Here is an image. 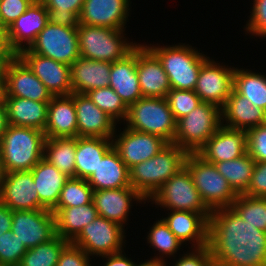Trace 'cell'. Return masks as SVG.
<instances>
[{
	"instance_id": "6da1fadb",
	"label": "cell",
	"mask_w": 266,
	"mask_h": 266,
	"mask_svg": "<svg viewBox=\"0 0 266 266\" xmlns=\"http://www.w3.org/2000/svg\"><path fill=\"white\" fill-rule=\"evenodd\" d=\"M207 246L215 266H266V232L231 207L212 211Z\"/></svg>"
},
{
	"instance_id": "7a4b0ae2",
	"label": "cell",
	"mask_w": 266,
	"mask_h": 266,
	"mask_svg": "<svg viewBox=\"0 0 266 266\" xmlns=\"http://www.w3.org/2000/svg\"><path fill=\"white\" fill-rule=\"evenodd\" d=\"M188 152L174 143H168L154 157L133 166L131 186L147 201L172 176L185 167Z\"/></svg>"
},
{
	"instance_id": "3957f363",
	"label": "cell",
	"mask_w": 266,
	"mask_h": 266,
	"mask_svg": "<svg viewBox=\"0 0 266 266\" xmlns=\"http://www.w3.org/2000/svg\"><path fill=\"white\" fill-rule=\"evenodd\" d=\"M44 131L8 125L0 139V159L5 173L30 171L42 158Z\"/></svg>"
},
{
	"instance_id": "277c9868",
	"label": "cell",
	"mask_w": 266,
	"mask_h": 266,
	"mask_svg": "<svg viewBox=\"0 0 266 266\" xmlns=\"http://www.w3.org/2000/svg\"><path fill=\"white\" fill-rule=\"evenodd\" d=\"M188 45L185 43L163 47L146 45L160 60L171 89L194 91L199 70L209 58Z\"/></svg>"
},
{
	"instance_id": "5b68a950",
	"label": "cell",
	"mask_w": 266,
	"mask_h": 266,
	"mask_svg": "<svg viewBox=\"0 0 266 266\" xmlns=\"http://www.w3.org/2000/svg\"><path fill=\"white\" fill-rule=\"evenodd\" d=\"M77 32L82 58L113 63L125 58L138 45L125 39L124 30L77 23Z\"/></svg>"
},
{
	"instance_id": "8992f818",
	"label": "cell",
	"mask_w": 266,
	"mask_h": 266,
	"mask_svg": "<svg viewBox=\"0 0 266 266\" xmlns=\"http://www.w3.org/2000/svg\"><path fill=\"white\" fill-rule=\"evenodd\" d=\"M127 128L157 135L173 143L177 121L166 98L142 97L128 107Z\"/></svg>"
},
{
	"instance_id": "52a82bcc",
	"label": "cell",
	"mask_w": 266,
	"mask_h": 266,
	"mask_svg": "<svg viewBox=\"0 0 266 266\" xmlns=\"http://www.w3.org/2000/svg\"><path fill=\"white\" fill-rule=\"evenodd\" d=\"M185 167L203 202L211 211L231 207L238 194L218 172L215 164L206 161L198 153H189Z\"/></svg>"
},
{
	"instance_id": "ba28073f",
	"label": "cell",
	"mask_w": 266,
	"mask_h": 266,
	"mask_svg": "<svg viewBox=\"0 0 266 266\" xmlns=\"http://www.w3.org/2000/svg\"><path fill=\"white\" fill-rule=\"evenodd\" d=\"M221 125V109L214 104L201 102L177 121L173 143L188 153H197Z\"/></svg>"
},
{
	"instance_id": "9c48e42d",
	"label": "cell",
	"mask_w": 266,
	"mask_h": 266,
	"mask_svg": "<svg viewBox=\"0 0 266 266\" xmlns=\"http://www.w3.org/2000/svg\"><path fill=\"white\" fill-rule=\"evenodd\" d=\"M28 49L70 66L80 57L77 23L50 19Z\"/></svg>"
},
{
	"instance_id": "30bf717a",
	"label": "cell",
	"mask_w": 266,
	"mask_h": 266,
	"mask_svg": "<svg viewBox=\"0 0 266 266\" xmlns=\"http://www.w3.org/2000/svg\"><path fill=\"white\" fill-rule=\"evenodd\" d=\"M150 201L167 210L212 213L203 202L186 167L166 181Z\"/></svg>"
},
{
	"instance_id": "8fae6325",
	"label": "cell",
	"mask_w": 266,
	"mask_h": 266,
	"mask_svg": "<svg viewBox=\"0 0 266 266\" xmlns=\"http://www.w3.org/2000/svg\"><path fill=\"white\" fill-rule=\"evenodd\" d=\"M124 233V227L97 215L71 243L93 258L95 255L101 257L123 250Z\"/></svg>"
},
{
	"instance_id": "7c38bea8",
	"label": "cell",
	"mask_w": 266,
	"mask_h": 266,
	"mask_svg": "<svg viewBox=\"0 0 266 266\" xmlns=\"http://www.w3.org/2000/svg\"><path fill=\"white\" fill-rule=\"evenodd\" d=\"M11 231L27 249L46 243L56 236L54 213L47 209L12 211Z\"/></svg>"
},
{
	"instance_id": "4fadbf2b",
	"label": "cell",
	"mask_w": 266,
	"mask_h": 266,
	"mask_svg": "<svg viewBox=\"0 0 266 266\" xmlns=\"http://www.w3.org/2000/svg\"><path fill=\"white\" fill-rule=\"evenodd\" d=\"M4 96L49 102L54 96L28 65L15 55L4 65Z\"/></svg>"
},
{
	"instance_id": "5bb4252c",
	"label": "cell",
	"mask_w": 266,
	"mask_h": 266,
	"mask_svg": "<svg viewBox=\"0 0 266 266\" xmlns=\"http://www.w3.org/2000/svg\"><path fill=\"white\" fill-rule=\"evenodd\" d=\"M208 58L199 70L194 92L201 102L211 103L220 109L226 104L233 89L235 67H228Z\"/></svg>"
},
{
	"instance_id": "9a60e30c",
	"label": "cell",
	"mask_w": 266,
	"mask_h": 266,
	"mask_svg": "<svg viewBox=\"0 0 266 266\" xmlns=\"http://www.w3.org/2000/svg\"><path fill=\"white\" fill-rule=\"evenodd\" d=\"M112 143L129 170L136 164L154 157L168 144L157 135L131 130L127 127L120 135L112 137Z\"/></svg>"
},
{
	"instance_id": "2e32d148",
	"label": "cell",
	"mask_w": 266,
	"mask_h": 266,
	"mask_svg": "<svg viewBox=\"0 0 266 266\" xmlns=\"http://www.w3.org/2000/svg\"><path fill=\"white\" fill-rule=\"evenodd\" d=\"M18 56L53 96H68L73 93L69 65L35 54L28 48L22 50Z\"/></svg>"
},
{
	"instance_id": "e0dca14e",
	"label": "cell",
	"mask_w": 266,
	"mask_h": 266,
	"mask_svg": "<svg viewBox=\"0 0 266 266\" xmlns=\"http://www.w3.org/2000/svg\"><path fill=\"white\" fill-rule=\"evenodd\" d=\"M49 20L50 14L45 5L35 0L26 12L11 23L6 29L7 40L15 55L31 46Z\"/></svg>"
},
{
	"instance_id": "ac0fdd59",
	"label": "cell",
	"mask_w": 266,
	"mask_h": 266,
	"mask_svg": "<svg viewBox=\"0 0 266 266\" xmlns=\"http://www.w3.org/2000/svg\"><path fill=\"white\" fill-rule=\"evenodd\" d=\"M136 70L143 97H167L171 87L160 60L146 45L139 43L136 46Z\"/></svg>"
},
{
	"instance_id": "d6986e66",
	"label": "cell",
	"mask_w": 266,
	"mask_h": 266,
	"mask_svg": "<svg viewBox=\"0 0 266 266\" xmlns=\"http://www.w3.org/2000/svg\"><path fill=\"white\" fill-rule=\"evenodd\" d=\"M130 0H85L77 23L125 30Z\"/></svg>"
},
{
	"instance_id": "ffe728a7",
	"label": "cell",
	"mask_w": 266,
	"mask_h": 266,
	"mask_svg": "<svg viewBox=\"0 0 266 266\" xmlns=\"http://www.w3.org/2000/svg\"><path fill=\"white\" fill-rule=\"evenodd\" d=\"M77 117V137L112 138L116 121L98 108L86 94L74 93Z\"/></svg>"
},
{
	"instance_id": "44dd1931",
	"label": "cell",
	"mask_w": 266,
	"mask_h": 266,
	"mask_svg": "<svg viewBox=\"0 0 266 266\" xmlns=\"http://www.w3.org/2000/svg\"><path fill=\"white\" fill-rule=\"evenodd\" d=\"M0 202L12 211L42 209L31 170L5 173Z\"/></svg>"
},
{
	"instance_id": "7402d4cb",
	"label": "cell",
	"mask_w": 266,
	"mask_h": 266,
	"mask_svg": "<svg viewBox=\"0 0 266 266\" xmlns=\"http://www.w3.org/2000/svg\"><path fill=\"white\" fill-rule=\"evenodd\" d=\"M197 153L213 164L237 159L247 153L246 131L221 125Z\"/></svg>"
},
{
	"instance_id": "603a6c76",
	"label": "cell",
	"mask_w": 266,
	"mask_h": 266,
	"mask_svg": "<svg viewBox=\"0 0 266 266\" xmlns=\"http://www.w3.org/2000/svg\"><path fill=\"white\" fill-rule=\"evenodd\" d=\"M132 200L146 203V200L133 187L93 191L92 201L97 214L122 227L128 220V214L133 206Z\"/></svg>"
},
{
	"instance_id": "cb8c5ba5",
	"label": "cell",
	"mask_w": 266,
	"mask_h": 266,
	"mask_svg": "<svg viewBox=\"0 0 266 266\" xmlns=\"http://www.w3.org/2000/svg\"><path fill=\"white\" fill-rule=\"evenodd\" d=\"M171 212L162 218L170 231L182 242L192 241L193 248L205 247L208 244V224L211 213L192 211Z\"/></svg>"
},
{
	"instance_id": "d4e9b609",
	"label": "cell",
	"mask_w": 266,
	"mask_h": 266,
	"mask_svg": "<svg viewBox=\"0 0 266 266\" xmlns=\"http://www.w3.org/2000/svg\"><path fill=\"white\" fill-rule=\"evenodd\" d=\"M46 138L77 137V117L74 93L68 96H54L48 105Z\"/></svg>"
},
{
	"instance_id": "484cf974",
	"label": "cell",
	"mask_w": 266,
	"mask_h": 266,
	"mask_svg": "<svg viewBox=\"0 0 266 266\" xmlns=\"http://www.w3.org/2000/svg\"><path fill=\"white\" fill-rule=\"evenodd\" d=\"M221 115L223 126L244 131L266 122V111L254 106L234 89L221 109Z\"/></svg>"
},
{
	"instance_id": "4316f807",
	"label": "cell",
	"mask_w": 266,
	"mask_h": 266,
	"mask_svg": "<svg viewBox=\"0 0 266 266\" xmlns=\"http://www.w3.org/2000/svg\"><path fill=\"white\" fill-rule=\"evenodd\" d=\"M111 67L112 62L77 58L70 65L73 93L86 94L93 89L109 87Z\"/></svg>"
},
{
	"instance_id": "83f0119b",
	"label": "cell",
	"mask_w": 266,
	"mask_h": 266,
	"mask_svg": "<svg viewBox=\"0 0 266 266\" xmlns=\"http://www.w3.org/2000/svg\"><path fill=\"white\" fill-rule=\"evenodd\" d=\"M109 87L121 97L127 107L143 97L136 70V47L125 58L112 63Z\"/></svg>"
},
{
	"instance_id": "f1b7e54d",
	"label": "cell",
	"mask_w": 266,
	"mask_h": 266,
	"mask_svg": "<svg viewBox=\"0 0 266 266\" xmlns=\"http://www.w3.org/2000/svg\"><path fill=\"white\" fill-rule=\"evenodd\" d=\"M31 172L39 196V206L52 211L69 177L44 158L31 169Z\"/></svg>"
},
{
	"instance_id": "f546056e",
	"label": "cell",
	"mask_w": 266,
	"mask_h": 266,
	"mask_svg": "<svg viewBox=\"0 0 266 266\" xmlns=\"http://www.w3.org/2000/svg\"><path fill=\"white\" fill-rule=\"evenodd\" d=\"M3 101L10 125L44 131L49 102H39L13 96H4Z\"/></svg>"
},
{
	"instance_id": "4dcf8cb0",
	"label": "cell",
	"mask_w": 266,
	"mask_h": 266,
	"mask_svg": "<svg viewBox=\"0 0 266 266\" xmlns=\"http://www.w3.org/2000/svg\"><path fill=\"white\" fill-rule=\"evenodd\" d=\"M87 182L93 191L132 187L129 169L114 148L102 158Z\"/></svg>"
},
{
	"instance_id": "1f68e13d",
	"label": "cell",
	"mask_w": 266,
	"mask_h": 266,
	"mask_svg": "<svg viewBox=\"0 0 266 266\" xmlns=\"http://www.w3.org/2000/svg\"><path fill=\"white\" fill-rule=\"evenodd\" d=\"M112 148V138L76 137L75 177L87 180Z\"/></svg>"
},
{
	"instance_id": "d6a6232c",
	"label": "cell",
	"mask_w": 266,
	"mask_h": 266,
	"mask_svg": "<svg viewBox=\"0 0 266 266\" xmlns=\"http://www.w3.org/2000/svg\"><path fill=\"white\" fill-rule=\"evenodd\" d=\"M56 235L72 242L97 217L94 202L78 207L54 208Z\"/></svg>"
},
{
	"instance_id": "836d02e7",
	"label": "cell",
	"mask_w": 266,
	"mask_h": 266,
	"mask_svg": "<svg viewBox=\"0 0 266 266\" xmlns=\"http://www.w3.org/2000/svg\"><path fill=\"white\" fill-rule=\"evenodd\" d=\"M76 137L46 138L43 158L68 177H75Z\"/></svg>"
},
{
	"instance_id": "e575fe53",
	"label": "cell",
	"mask_w": 266,
	"mask_h": 266,
	"mask_svg": "<svg viewBox=\"0 0 266 266\" xmlns=\"http://www.w3.org/2000/svg\"><path fill=\"white\" fill-rule=\"evenodd\" d=\"M255 163L254 159L246 153L237 159L215 163V166L239 195L247 191Z\"/></svg>"
},
{
	"instance_id": "d590c367",
	"label": "cell",
	"mask_w": 266,
	"mask_h": 266,
	"mask_svg": "<svg viewBox=\"0 0 266 266\" xmlns=\"http://www.w3.org/2000/svg\"><path fill=\"white\" fill-rule=\"evenodd\" d=\"M247 70L235 68L233 89L254 106L266 111V76Z\"/></svg>"
},
{
	"instance_id": "8d00e7d4",
	"label": "cell",
	"mask_w": 266,
	"mask_h": 266,
	"mask_svg": "<svg viewBox=\"0 0 266 266\" xmlns=\"http://www.w3.org/2000/svg\"><path fill=\"white\" fill-rule=\"evenodd\" d=\"M69 243L56 235L46 243L27 249L18 266H57L61 252Z\"/></svg>"
},
{
	"instance_id": "74e56055",
	"label": "cell",
	"mask_w": 266,
	"mask_h": 266,
	"mask_svg": "<svg viewBox=\"0 0 266 266\" xmlns=\"http://www.w3.org/2000/svg\"><path fill=\"white\" fill-rule=\"evenodd\" d=\"M231 208L246 222L266 232V198L239 194Z\"/></svg>"
},
{
	"instance_id": "f35d334b",
	"label": "cell",
	"mask_w": 266,
	"mask_h": 266,
	"mask_svg": "<svg viewBox=\"0 0 266 266\" xmlns=\"http://www.w3.org/2000/svg\"><path fill=\"white\" fill-rule=\"evenodd\" d=\"M149 232L148 243L161 254L152 259L164 261V255H166L165 257H174V254L181 249L183 243L170 231L163 219L154 222Z\"/></svg>"
},
{
	"instance_id": "ab89813d",
	"label": "cell",
	"mask_w": 266,
	"mask_h": 266,
	"mask_svg": "<svg viewBox=\"0 0 266 266\" xmlns=\"http://www.w3.org/2000/svg\"><path fill=\"white\" fill-rule=\"evenodd\" d=\"M93 199V189L87 180L69 177L61 190L59 201L55 208L78 207L89 204Z\"/></svg>"
},
{
	"instance_id": "60d3db41",
	"label": "cell",
	"mask_w": 266,
	"mask_h": 266,
	"mask_svg": "<svg viewBox=\"0 0 266 266\" xmlns=\"http://www.w3.org/2000/svg\"><path fill=\"white\" fill-rule=\"evenodd\" d=\"M86 95L117 123L120 120H124L125 123L128 107L111 87L93 89Z\"/></svg>"
},
{
	"instance_id": "b9f144b4",
	"label": "cell",
	"mask_w": 266,
	"mask_h": 266,
	"mask_svg": "<svg viewBox=\"0 0 266 266\" xmlns=\"http://www.w3.org/2000/svg\"><path fill=\"white\" fill-rule=\"evenodd\" d=\"M48 10L50 19L77 23L85 0H40Z\"/></svg>"
},
{
	"instance_id": "7bdbcfd3",
	"label": "cell",
	"mask_w": 266,
	"mask_h": 266,
	"mask_svg": "<svg viewBox=\"0 0 266 266\" xmlns=\"http://www.w3.org/2000/svg\"><path fill=\"white\" fill-rule=\"evenodd\" d=\"M166 99L176 121L185 117L201 103L199 96L193 90L171 89Z\"/></svg>"
},
{
	"instance_id": "ee69618b",
	"label": "cell",
	"mask_w": 266,
	"mask_h": 266,
	"mask_svg": "<svg viewBox=\"0 0 266 266\" xmlns=\"http://www.w3.org/2000/svg\"><path fill=\"white\" fill-rule=\"evenodd\" d=\"M26 251L11 230L3 233L0 237V266H18Z\"/></svg>"
},
{
	"instance_id": "f6af8a7d",
	"label": "cell",
	"mask_w": 266,
	"mask_h": 266,
	"mask_svg": "<svg viewBox=\"0 0 266 266\" xmlns=\"http://www.w3.org/2000/svg\"><path fill=\"white\" fill-rule=\"evenodd\" d=\"M247 153L255 162H266V122L246 131Z\"/></svg>"
},
{
	"instance_id": "bcb514c9",
	"label": "cell",
	"mask_w": 266,
	"mask_h": 266,
	"mask_svg": "<svg viewBox=\"0 0 266 266\" xmlns=\"http://www.w3.org/2000/svg\"><path fill=\"white\" fill-rule=\"evenodd\" d=\"M35 0H0V23L7 29Z\"/></svg>"
},
{
	"instance_id": "7dc6e473",
	"label": "cell",
	"mask_w": 266,
	"mask_h": 266,
	"mask_svg": "<svg viewBox=\"0 0 266 266\" xmlns=\"http://www.w3.org/2000/svg\"><path fill=\"white\" fill-rule=\"evenodd\" d=\"M251 16L246 24L247 34L266 37V0H254Z\"/></svg>"
},
{
	"instance_id": "c3c4849f",
	"label": "cell",
	"mask_w": 266,
	"mask_h": 266,
	"mask_svg": "<svg viewBox=\"0 0 266 266\" xmlns=\"http://www.w3.org/2000/svg\"><path fill=\"white\" fill-rule=\"evenodd\" d=\"M90 259L83 249L70 242L61 252L57 266H92Z\"/></svg>"
},
{
	"instance_id": "681fc988",
	"label": "cell",
	"mask_w": 266,
	"mask_h": 266,
	"mask_svg": "<svg viewBox=\"0 0 266 266\" xmlns=\"http://www.w3.org/2000/svg\"><path fill=\"white\" fill-rule=\"evenodd\" d=\"M173 266H215L208 246L194 248L192 252H186Z\"/></svg>"
},
{
	"instance_id": "f907efd6",
	"label": "cell",
	"mask_w": 266,
	"mask_h": 266,
	"mask_svg": "<svg viewBox=\"0 0 266 266\" xmlns=\"http://www.w3.org/2000/svg\"><path fill=\"white\" fill-rule=\"evenodd\" d=\"M244 195L266 198V162L255 163L250 185Z\"/></svg>"
},
{
	"instance_id": "816d5d0a",
	"label": "cell",
	"mask_w": 266,
	"mask_h": 266,
	"mask_svg": "<svg viewBox=\"0 0 266 266\" xmlns=\"http://www.w3.org/2000/svg\"><path fill=\"white\" fill-rule=\"evenodd\" d=\"M122 252L101 256V258L107 259L104 266H136V263L129 259L128 256L126 257Z\"/></svg>"
},
{
	"instance_id": "f5cc1de1",
	"label": "cell",
	"mask_w": 266,
	"mask_h": 266,
	"mask_svg": "<svg viewBox=\"0 0 266 266\" xmlns=\"http://www.w3.org/2000/svg\"><path fill=\"white\" fill-rule=\"evenodd\" d=\"M15 56V53L10 49L7 40V30L0 23V59L5 63Z\"/></svg>"
},
{
	"instance_id": "db71d44e",
	"label": "cell",
	"mask_w": 266,
	"mask_h": 266,
	"mask_svg": "<svg viewBox=\"0 0 266 266\" xmlns=\"http://www.w3.org/2000/svg\"><path fill=\"white\" fill-rule=\"evenodd\" d=\"M12 210L0 202V237L11 230Z\"/></svg>"
},
{
	"instance_id": "11a10c76",
	"label": "cell",
	"mask_w": 266,
	"mask_h": 266,
	"mask_svg": "<svg viewBox=\"0 0 266 266\" xmlns=\"http://www.w3.org/2000/svg\"><path fill=\"white\" fill-rule=\"evenodd\" d=\"M8 125L9 123L6 114L5 104L0 103V139L2 135L7 131Z\"/></svg>"
},
{
	"instance_id": "9f6ffc18",
	"label": "cell",
	"mask_w": 266,
	"mask_h": 266,
	"mask_svg": "<svg viewBox=\"0 0 266 266\" xmlns=\"http://www.w3.org/2000/svg\"><path fill=\"white\" fill-rule=\"evenodd\" d=\"M136 266H168L165 261L151 259L143 263L136 264Z\"/></svg>"
},
{
	"instance_id": "6f0895ef",
	"label": "cell",
	"mask_w": 266,
	"mask_h": 266,
	"mask_svg": "<svg viewBox=\"0 0 266 266\" xmlns=\"http://www.w3.org/2000/svg\"><path fill=\"white\" fill-rule=\"evenodd\" d=\"M4 176H5V171H4V167L2 166L1 159H0V196L2 193Z\"/></svg>"
},
{
	"instance_id": "680465c9",
	"label": "cell",
	"mask_w": 266,
	"mask_h": 266,
	"mask_svg": "<svg viewBox=\"0 0 266 266\" xmlns=\"http://www.w3.org/2000/svg\"><path fill=\"white\" fill-rule=\"evenodd\" d=\"M4 81H0V103H4Z\"/></svg>"
},
{
	"instance_id": "91938a15",
	"label": "cell",
	"mask_w": 266,
	"mask_h": 266,
	"mask_svg": "<svg viewBox=\"0 0 266 266\" xmlns=\"http://www.w3.org/2000/svg\"><path fill=\"white\" fill-rule=\"evenodd\" d=\"M4 65L5 62L0 59V81H4L3 79Z\"/></svg>"
}]
</instances>
